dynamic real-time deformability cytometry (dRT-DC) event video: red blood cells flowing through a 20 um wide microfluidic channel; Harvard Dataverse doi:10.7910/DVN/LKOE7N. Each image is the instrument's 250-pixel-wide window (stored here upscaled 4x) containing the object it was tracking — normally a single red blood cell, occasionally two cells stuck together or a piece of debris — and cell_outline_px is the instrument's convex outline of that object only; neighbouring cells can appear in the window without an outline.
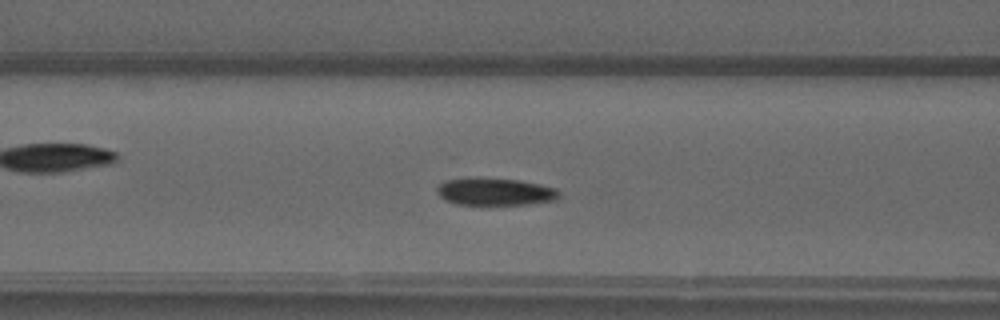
{"species": "common noctule bat (a hibernating species)", "species_latin": "Nyctalus noctula", "temperature_condition": "warm", "stored_images_in_passage": 49, "camera_frame_rate_fps": 3000, "um_per_image_px": 0.085, "animal": {"sex": "male", "forearm_length_mm": 52.5}, "frame": {"image": 1, "passage_image": 18, "time_ms": 5.667, "image_size_px": [1000, 320], "cell_outline_px": [[560, 196], [556, 200], [528, 204], [456, 204], [440, 196], [436, 192], [436, 188], [440, 184], [448, 180], [468, 176], [520, 180], [540, 184], [556, 188], [560, 192]], "centroid_in_image_um": [42.09, 16.27], "position_along_channel_um": 124.5, "area_um2": 19.65}}
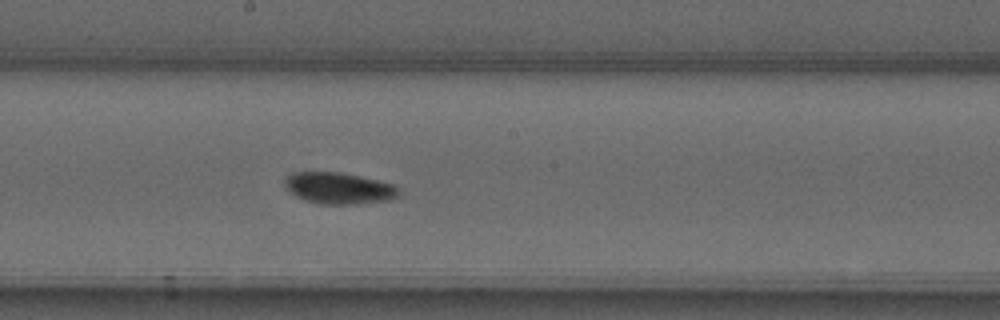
{"frame": {"image": 2, "passage_image": 25, "time_ms": 8.0, "image_size_px": [1000, 320], "cell_outline_px": [[400, 196], [392, 200], [360, 204], [320, 204], [304, 200], [296, 196], [284, 184], [284, 180], [292, 172], [340, 172], [376, 180], [392, 184], [400, 188]], "centroid_in_image_um": [28.85, 16.01], "position_along_channel_um": 219.3, "area_um2": 20.98}}
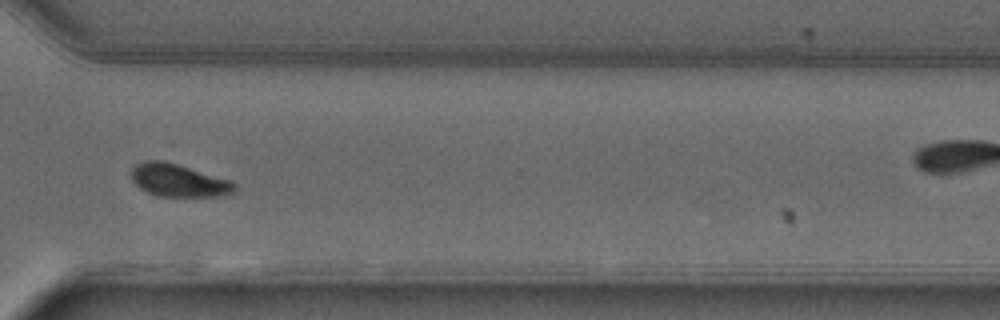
{"frame": {"image": 3, "passage_image": 35, "time_ms": 11.333, "image_size_px": [1000, 320], "cell_outline_px": [[236, 188], [232, 192], [224, 196], [160, 196], [148, 192], [140, 188], [132, 180], [132, 168], [136, 164], [144, 160], [164, 160], [232, 180], [236, 184]], "centroid_in_image_um": [15.2, 15.32], "position_along_channel_um": 355.4, "area_um2": 19.71}}